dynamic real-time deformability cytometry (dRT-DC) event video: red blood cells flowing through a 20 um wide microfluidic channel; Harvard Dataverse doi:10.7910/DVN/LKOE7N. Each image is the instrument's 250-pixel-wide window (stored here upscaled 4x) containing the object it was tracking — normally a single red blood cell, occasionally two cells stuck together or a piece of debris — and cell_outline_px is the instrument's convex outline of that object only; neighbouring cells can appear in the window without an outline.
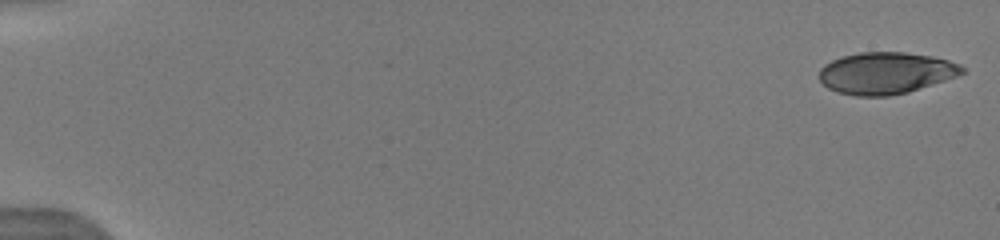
{"species": "human", "species_latin": "Homo sapiens", "temperature_condition": "warm", "stored_images_in_passage": 35, "camera_frame_rate_fps": 3000, "um_per_image_px": 0.085, "donor": {"sex": "male"}, "frame": {"image": 1, "passage_image": 1, "time_ms": 0.0, "image_size_px": [1000, 240], "cell_outline_px": [[968, 72], [908, 92], [888, 96], [856, 96], [836, 92], [828, 88], [820, 80], [820, 68], [824, 64], [840, 56], [860, 52], [904, 52], [932, 56], [948, 60], [960, 64]], "centroid_in_image_um": [75.29, 6.2], "position_along_channel_um": 9.7, "area_um2": 34.85}}
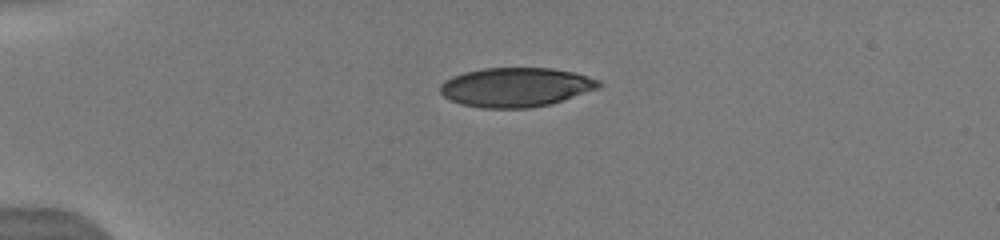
{"frame": {"image": 2, "passage_image": 15, "time_ms": 4.0, "image_size_px": [1000, 240], "cell_outline_px": [[604, 84], [600, 88], [548, 104], [528, 108], [480, 108], [460, 104], [444, 96], [440, 92], [440, 84], [444, 80], [452, 76], [464, 72], [484, 68], [552, 68], [572, 72], [600, 80]], "centroid_in_image_um": [43.83, 7.41], "position_along_channel_um": 41.2, "area_um2": 36.24}}
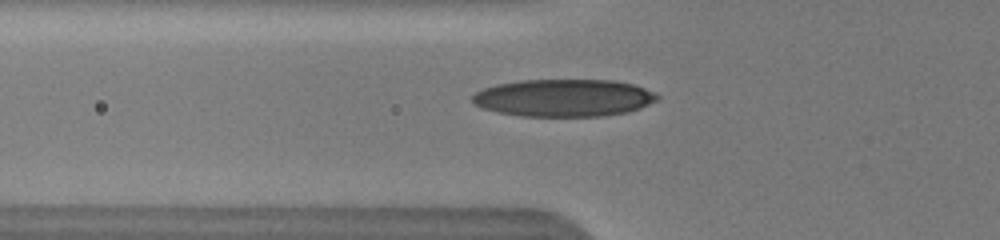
{"frame": {"image": 3, "passage_image": 23, "time_ms": 6.0, "image_size_px": [1000, 240], "cell_outline_px": [[660, 96], [656, 100], [640, 108], [628, 112], [600, 116], [520, 116], [500, 112], [484, 108], [476, 104], [472, 100], [472, 96], [476, 92], [484, 88], [496, 84], [524, 80], [616, 80], [632, 84], [656, 92]], "centroid_in_image_um": [47.95, 8.31], "position_along_channel_um": 77.8, "area_um2": 40.17}}